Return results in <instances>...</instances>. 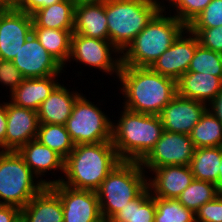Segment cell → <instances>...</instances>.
Listing matches in <instances>:
<instances>
[{
    "mask_svg": "<svg viewBox=\"0 0 222 222\" xmlns=\"http://www.w3.org/2000/svg\"><path fill=\"white\" fill-rule=\"evenodd\" d=\"M118 78L126 99L124 108L135 113L160 115L177 95V81L150 67L121 66Z\"/></svg>",
    "mask_w": 222,
    "mask_h": 222,
    "instance_id": "cell-1",
    "label": "cell"
},
{
    "mask_svg": "<svg viewBox=\"0 0 222 222\" xmlns=\"http://www.w3.org/2000/svg\"><path fill=\"white\" fill-rule=\"evenodd\" d=\"M119 162L112 141L74 145L64 161L67 179L49 180V186L60 182L73 189L97 191Z\"/></svg>",
    "mask_w": 222,
    "mask_h": 222,
    "instance_id": "cell-2",
    "label": "cell"
},
{
    "mask_svg": "<svg viewBox=\"0 0 222 222\" xmlns=\"http://www.w3.org/2000/svg\"><path fill=\"white\" fill-rule=\"evenodd\" d=\"M121 114L117 125L112 123V144L121 161L141 162L161 138V118L125 108Z\"/></svg>",
    "mask_w": 222,
    "mask_h": 222,
    "instance_id": "cell-3",
    "label": "cell"
},
{
    "mask_svg": "<svg viewBox=\"0 0 222 222\" xmlns=\"http://www.w3.org/2000/svg\"><path fill=\"white\" fill-rule=\"evenodd\" d=\"M162 8L121 53L122 66L150 67L175 41L186 26ZM126 51V52H125ZM125 52V53H124Z\"/></svg>",
    "mask_w": 222,
    "mask_h": 222,
    "instance_id": "cell-4",
    "label": "cell"
},
{
    "mask_svg": "<svg viewBox=\"0 0 222 222\" xmlns=\"http://www.w3.org/2000/svg\"><path fill=\"white\" fill-rule=\"evenodd\" d=\"M164 6L155 0H106L109 41L122 53Z\"/></svg>",
    "mask_w": 222,
    "mask_h": 222,
    "instance_id": "cell-5",
    "label": "cell"
},
{
    "mask_svg": "<svg viewBox=\"0 0 222 222\" xmlns=\"http://www.w3.org/2000/svg\"><path fill=\"white\" fill-rule=\"evenodd\" d=\"M144 171L140 162L121 161L102 181L96 192L104 220L112 219L147 187Z\"/></svg>",
    "mask_w": 222,
    "mask_h": 222,
    "instance_id": "cell-6",
    "label": "cell"
},
{
    "mask_svg": "<svg viewBox=\"0 0 222 222\" xmlns=\"http://www.w3.org/2000/svg\"><path fill=\"white\" fill-rule=\"evenodd\" d=\"M35 175L18 151L0 150V205L20 209L38 194L49 181L34 180ZM37 182V183H34Z\"/></svg>",
    "mask_w": 222,
    "mask_h": 222,
    "instance_id": "cell-7",
    "label": "cell"
},
{
    "mask_svg": "<svg viewBox=\"0 0 222 222\" xmlns=\"http://www.w3.org/2000/svg\"><path fill=\"white\" fill-rule=\"evenodd\" d=\"M112 121L82 94L65 124L74 145L112 141Z\"/></svg>",
    "mask_w": 222,
    "mask_h": 222,
    "instance_id": "cell-8",
    "label": "cell"
},
{
    "mask_svg": "<svg viewBox=\"0 0 222 222\" xmlns=\"http://www.w3.org/2000/svg\"><path fill=\"white\" fill-rule=\"evenodd\" d=\"M111 52L121 53L109 40L72 33L69 59L74 58L82 64L98 68L111 75L115 72L118 77L122 66L121 55L119 58L112 59Z\"/></svg>",
    "mask_w": 222,
    "mask_h": 222,
    "instance_id": "cell-9",
    "label": "cell"
},
{
    "mask_svg": "<svg viewBox=\"0 0 222 222\" xmlns=\"http://www.w3.org/2000/svg\"><path fill=\"white\" fill-rule=\"evenodd\" d=\"M194 150L190 135L164 130L161 138L140 164L149 171L162 166H189Z\"/></svg>",
    "mask_w": 222,
    "mask_h": 222,
    "instance_id": "cell-10",
    "label": "cell"
},
{
    "mask_svg": "<svg viewBox=\"0 0 222 222\" xmlns=\"http://www.w3.org/2000/svg\"><path fill=\"white\" fill-rule=\"evenodd\" d=\"M63 207V222H104L96 191L78 190L60 182L49 186Z\"/></svg>",
    "mask_w": 222,
    "mask_h": 222,
    "instance_id": "cell-11",
    "label": "cell"
},
{
    "mask_svg": "<svg viewBox=\"0 0 222 222\" xmlns=\"http://www.w3.org/2000/svg\"><path fill=\"white\" fill-rule=\"evenodd\" d=\"M33 32L30 14L4 8L0 12V59L12 61Z\"/></svg>",
    "mask_w": 222,
    "mask_h": 222,
    "instance_id": "cell-12",
    "label": "cell"
},
{
    "mask_svg": "<svg viewBox=\"0 0 222 222\" xmlns=\"http://www.w3.org/2000/svg\"><path fill=\"white\" fill-rule=\"evenodd\" d=\"M184 31L180 33L172 45L150 66L158 74L173 78L176 81L188 71L196 47L199 45L196 34L186 28L185 33L190 35L186 38L187 36L184 35Z\"/></svg>",
    "mask_w": 222,
    "mask_h": 222,
    "instance_id": "cell-13",
    "label": "cell"
},
{
    "mask_svg": "<svg viewBox=\"0 0 222 222\" xmlns=\"http://www.w3.org/2000/svg\"><path fill=\"white\" fill-rule=\"evenodd\" d=\"M12 62L25 79L58 75L64 68L46 51L33 32Z\"/></svg>",
    "mask_w": 222,
    "mask_h": 222,
    "instance_id": "cell-14",
    "label": "cell"
},
{
    "mask_svg": "<svg viewBox=\"0 0 222 222\" xmlns=\"http://www.w3.org/2000/svg\"><path fill=\"white\" fill-rule=\"evenodd\" d=\"M207 109V104L177 94L159 116L165 131L190 135Z\"/></svg>",
    "mask_w": 222,
    "mask_h": 222,
    "instance_id": "cell-15",
    "label": "cell"
},
{
    "mask_svg": "<svg viewBox=\"0 0 222 222\" xmlns=\"http://www.w3.org/2000/svg\"><path fill=\"white\" fill-rule=\"evenodd\" d=\"M6 116L5 151H18L36 139L39 126L37 111L6 102Z\"/></svg>",
    "mask_w": 222,
    "mask_h": 222,
    "instance_id": "cell-16",
    "label": "cell"
},
{
    "mask_svg": "<svg viewBox=\"0 0 222 222\" xmlns=\"http://www.w3.org/2000/svg\"><path fill=\"white\" fill-rule=\"evenodd\" d=\"M73 33L109 40L106 0H77Z\"/></svg>",
    "mask_w": 222,
    "mask_h": 222,
    "instance_id": "cell-17",
    "label": "cell"
},
{
    "mask_svg": "<svg viewBox=\"0 0 222 222\" xmlns=\"http://www.w3.org/2000/svg\"><path fill=\"white\" fill-rule=\"evenodd\" d=\"M150 171H153L155 176L147 180V186L153 197L177 199L194 180L189 166H162Z\"/></svg>",
    "mask_w": 222,
    "mask_h": 222,
    "instance_id": "cell-18",
    "label": "cell"
},
{
    "mask_svg": "<svg viewBox=\"0 0 222 222\" xmlns=\"http://www.w3.org/2000/svg\"><path fill=\"white\" fill-rule=\"evenodd\" d=\"M222 90V79L205 73L186 72L177 80V94L181 97L209 104Z\"/></svg>",
    "mask_w": 222,
    "mask_h": 222,
    "instance_id": "cell-19",
    "label": "cell"
},
{
    "mask_svg": "<svg viewBox=\"0 0 222 222\" xmlns=\"http://www.w3.org/2000/svg\"><path fill=\"white\" fill-rule=\"evenodd\" d=\"M21 222H63L60 197L45 186L21 209Z\"/></svg>",
    "mask_w": 222,
    "mask_h": 222,
    "instance_id": "cell-20",
    "label": "cell"
},
{
    "mask_svg": "<svg viewBox=\"0 0 222 222\" xmlns=\"http://www.w3.org/2000/svg\"><path fill=\"white\" fill-rule=\"evenodd\" d=\"M79 96L80 93L59 84L37 110L39 124L65 125Z\"/></svg>",
    "mask_w": 222,
    "mask_h": 222,
    "instance_id": "cell-21",
    "label": "cell"
},
{
    "mask_svg": "<svg viewBox=\"0 0 222 222\" xmlns=\"http://www.w3.org/2000/svg\"><path fill=\"white\" fill-rule=\"evenodd\" d=\"M56 76L50 75L42 78H26L11 94V103L37 111L41 103L49 97L52 91L60 84ZM55 79V80H54Z\"/></svg>",
    "mask_w": 222,
    "mask_h": 222,
    "instance_id": "cell-22",
    "label": "cell"
},
{
    "mask_svg": "<svg viewBox=\"0 0 222 222\" xmlns=\"http://www.w3.org/2000/svg\"><path fill=\"white\" fill-rule=\"evenodd\" d=\"M18 153L23 157L33 174L39 178L47 170H61L64 172L65 159L54 150L33 139L22 146ZM39 175V176H38Z\"/></svg>",
    "mask_w": 222,
    "mask_h": 222,
    "instance_id": "cell-23",
    "label": "cell"
},
{
    "mask_svg": "<svg viewBox=\"0 0 222 222\" xmlns=\"http://www.w3.org/2000/svg\"><path fill=\"white\" fill-rule=\"evenodd\" d=\"M77 0H63L31 14L33 27L73 30Z\"/></svg>",
    "mask_w": 222,
    "mask_h": 222,
    "instance_id": "cell-24",
    "label": "cell"
},
{
    "mask_svg": "<svg viewBox=\"0 0 222 222\" xmlns=\"http://www.w3.org/2000/svg\"><path fill=\"white\" fill-rule=\"evenodd\" d=\"M222 146L195 148L190 169L194 179L218 183Z\"/></svg>",
    "mask_w": 222,
    "mask_h": 222,
    "instance_id": "cell-25",
    "label": "cell"
},
{
    "mask_svg": "<svg viewBox=\"0 0 222 222\" xmlns=\"http://www.w3.org/2000/svg\"><path fill=\"white\" fill-rule=\"evenodd\" d=\"M33 33L46 51L64 67L69 60L73 30L33 27Z\"/></svg>",
    "mask_w": 222,
    "mask_h": 222,
    "instance_id": "cell-26",
    "label": "cell"
},
{
    "mask_svg": "<svg viewBox=\"0 0 222 222\" xmlns=\"http://www.w3.org/2000/svg\"><path fill=\"white\" fill-rule=\"evenodd\" d=\"M155 197L148 186L123 207L112 219L118 222H154Z\"/></svg>",
    "mask_w": 222,
    "mask_h": 222,
    "instance_id": "cell-27",
    "label": "cell"
},
{
    "mask_svg": "<svg viewBox=\"0 0 222 222\" xmlns=\"http://www.w3.org/2000/svg\"><path fill=\"white\" fill-rule=\"evenodd\" d=\"M190 138L195 148L222 146V123L212 113L210 107L193 127Z\"/></svg>",
    "mask_w": 222,
    "mask_h": 222,
    "instance_id": "cell-28",
    "label": "cell"
},
{
    "mask_svg": "<svg viewBox=\"0 0 222 222\" xmlns=\"http://www.w3.org/2000/svg\"><path fill=\"white\" fill-rule=\"evenodd\" d=\"M36 140L57 152L64 159L74 149V143L65 125L39 124Z\"/></svg>",
    "mask_w": 222,
    "mask_h": 222,
    "instance_id": "cell-29",
    "label": "cell"
},
{
    "mask_svg": "<svg viewBox=\"0 0 222 222\" xmlns=\"http://www.w3.org/2000/svg\"><path fill=\"white\" fill-rule=\"evenodd\" d=\"M216 196H218L216 184L194 179L177 197V200L195 213L201 206L213 200Z\"/></svg>",
    "mask_w": 222,
    "mask_h": 222,
    "instance_id": "cell-30",
    "label": "cell"
},
{
    "mask_svg": "<svg viewBox=\"0 0 222 222\" xmlns=\"http://www.w3.org/2000/svg\"><path fill=\"white\" fill-rule=\"evenodd\" d=\"M154 222H196L195 213L177 199L155 197Z\"/></svg>",
    "mask_w": 222,
    "mask_h": 222,
    "instance_id": "cell-31",
    "label": "cell"
},
{
    "mask_svg": "<svg viewBox=\"0 0 222 222\" xmlns=\"http://www.w3.org/2000/svg\"><path fill=\"white\" fill-rule=\"evenodd\" d=\"M187 72H201L222 79V54L203 48L199 44Z\"/></svg>",
    "mask_w": 222,
    "mask_h": 222,
    "instance_id": "cell-32",
    "label": "cell"
},
{
    "mask_svg": "<svg viewBox=\"0 0 222 222\" xmlns=\"http://www.w3.org/2000/svg\"><path fill=\"white\" fill-rule=\"evenodd\" d=\"M212 0H171L176 8L175 17L188 27L191 22L207 7Z\"/></svg>",
    "mask_w": 222,
    "mask_h": 222,
    "instance_id": "cell-33",
    "label": "cell"
},
{
    "mask_svg": "<svg viewBox=\"0 0 222 222\" xmlns=\"http://www.w3.org/2000/svg\"><path fill=\"white\" fill-rule=\"evenodd\" d=\"M222 25V0H212L191 22L188 29H204Z\"/></svg>",
    "mask_w": 222,
    "mask_h": 222,
    "instance_id": "cell-34",
    "label": "cell"
},
{
    "mask_svg": "<svg viewBox=\"0 0 222 222\" xmlns=\"http://www.w3.org/2000/svg\"><path fill=\"white\" fill-rule=\"evenodd\" d=\"M189 30L196 34L199 44L203 48L222 54V25L212 28Z\"/></svg>",
    "mask_w": 222,
    "mask_h": 222,
    "instance_id": "cell-35",
    "label": "cell"
},
{
    "mask_svg": "<svg viewBox=\"0 0 222 222\" xmlns=\"http://www.w3.org/2000/svg\"><path fill=\"white\" fill-rule=\"evenodd\" d=\"M196 222H222V196L205 203L195 212Z\"/></svg>",
    "mask_w": 222,
    "mask_h": 222,
    "instance_id": "cell-36",
    "label": "cell"
},
{
    "mask_svg": "<svg viewBox=\"0 0 222 222\" xmlns=\"http://www.w3.org/2000/svg\"><path fill=\"white\" fill-rule=\"evenodd\" d=\"M25 78L12 61L0 59V83L10 86L12 94Z\"/></svg>",
    "mask_w": 222,
    "mask_h": 222,
    "instance_id": "cell-37",
    "label": "cell"
},
{
    "mask_svg": "<svg viewBox=\"0 0 222 222\" xmlns=\"http://www.w3.org/2000/svg\"><path fill=\"white\" fill-rule=\"evenodd\" d=\"M61 1L63 0H21L15 9L31 15L40 8H45Z\"/></svg>",
    "mask_w": 222,
    "mask_h": 222,
    "instance_id": "cell-38",
    "label": "cell"
},
{
    "mask_svg": "<svg viewBox=\"0 0 222 222\" xmlns=\"http://www.w3.org/2000/svg\"><path fill=\"white\" fill-rule=\"evenodd\" d=\"M0 222H21V209L13 205H0Z\"/></svg>",
    "mask_w": 222,
    "mask_h": 222,
    "instance_id": "cell-39",
    "label": "cell"
},
{
    "mask_svg": "<svg viewBox=\"0 0 222 222\" xmlns=\"http://www.w3.org/2000/svg\"><path fill=\"white\" fill-rule=\"evenodd\" d=\"M3 104H0V148H2V151H5L7 116H6V103L3 102Z\"/></svg>",
    "mask_w": 222,
    "mask_h": 222,
    "instance_id": "cell-40",
    "label": "cell"
},
{
    "mask_svg": "<svg viewBox=\"0 0 222 222\" xmlns=\"http://www.w3.org/2000/svg\"><path fill=\"white\" fill-rule=\"evenodd\" d=\"M209 105L212 113L222 123V90Z\"/></svg>",
    "mask_w": 222,
    "mask_h": 222,
    "instance_id": "cell-41",
    "label": "cell"
},
{
    "mask_svg": "<svg viewBox=\"0 0 222 222\" xmlns=\"http://www.w3.org/2000/svg\"><path fill=\"white\" fill-rule=\"evenodd\" d=\"M21 0H0V5L3 8H16Z\"/></svg>",
    "mask_w": 222,
    "mask_h": 222,
    "instance_id": "cell-42",
    "label": "cell"
},
{
    "mask_svg": "<svg viewBox=\"0 0 222 222\" xmlns=\"http://www.w3.org/2000/svg\"><path fill=\"white\" fill-rule=\"evenodd\" d=\"M219 169L220 171L218 174V183L216 184V186H217L218 195L222 196V159Z\"/></svg>",
    "mask_w": 222,
    "mask_h": 222,
    "instance_id": "cell-43",
    "label": "cell"
},
{
    "mask_svg": "<svg viewBox=\"0 0 222 222\" xmlns=\"http://www.w3.org/2000/svg\"><path fill=\"white\" fill-rule=\"evenodd\" d=\"M104 222H118V221H115L113 219H106V220H104Z\"/></svg>",
    "mask_w": 222,
    "mask_h": 222,
    "instance_id": "cell-44",
    "label": "cell"
},
{
    "mask_svg": "<svg viewBox=\"0 0 222 222\" xmlns=\"http://www.w3.org/2000/svg\"><path fill=\"white\" fill-rule=\"evenodd\" d=\"M155 1H157V3H159V4H161V2H160V1H159V2H158V0H155ZM167 1H169V2H170L171 0H167Z\"/></svg>",
    "mask_w": 222,
    "mask_h": 222,
    "instance_id": "cell-45",
    "label": "cell"
},
{
    "mask_svg": "<svg viewBox=\"0 0 222 222\" xmlns=\"http://www.w3.org/2000/svg\"><path fill=\"white\" fill-rule=\"evenodd\" d=\"M4 8L0 5V12L3 10Z\"/></svg>",
    "mask_w": 222,
    "mask_h": 222,
    "instance_id": "cell-46",
    "label": "cell"
}]
</instances>
